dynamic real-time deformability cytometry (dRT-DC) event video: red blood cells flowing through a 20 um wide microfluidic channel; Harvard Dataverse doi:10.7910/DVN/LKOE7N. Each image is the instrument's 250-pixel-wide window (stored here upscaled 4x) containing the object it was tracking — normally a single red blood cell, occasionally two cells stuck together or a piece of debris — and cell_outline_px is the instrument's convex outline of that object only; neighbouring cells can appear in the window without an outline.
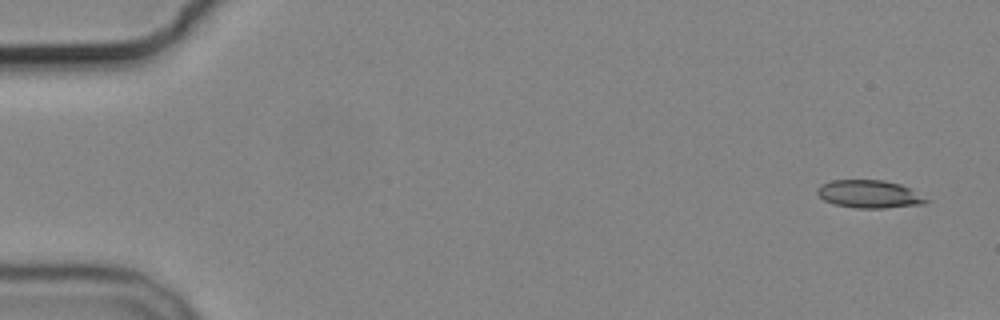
{"species": "common noctule bat (a hibernating species)", "species_latin": "Nyctalus noctula", "temperature_condition": "cold", "stored_images_in_passage": 5, "camera_frame_rate_fps": 3000, "um_per_image_px": 0.085, "animal": {"sex": "male", "body_mass_g": 19.2, "forearm_length_mm": 51.8}, "frame": {"image": 1, "passage_image": 1, "time_ms": 0.0, "image_size_px": [1000, 320], "cell_outline_px": [[932, 200], [924, 204], [884, 208], [856, 208], [836, 204], [824, 200], [816, 192], [816, 188], [820, 184], [832, 180], [884, 180], [900, 184]], "centroid_in_image_um": [73.89, 16.49], "position_along_channel_um": 11.1, "area_um2": 17.69}}
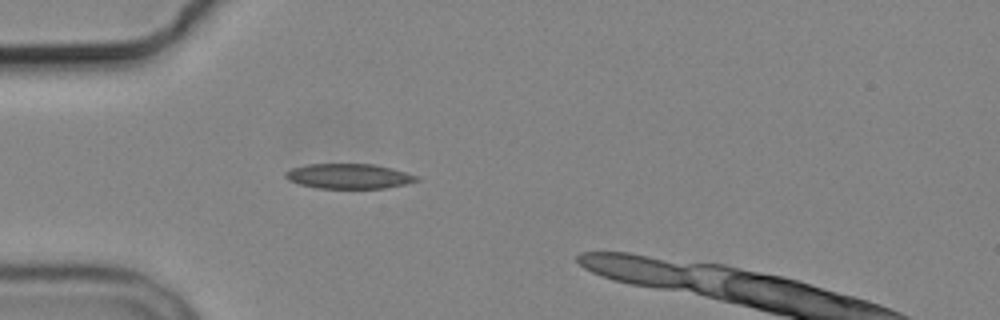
{"frame": {"image": 2, "passage_image": 5, "time_ms": 4.667, "image_size_px": [1000, 320], "cell_outline_px": [[420, 180], [404, 184], [384, 188], [316, 188], [300, 184], [288, 180], [284, 176], [284, 172], [292, 168], [308, 164], [372, 164], [392, 168], [420, 176]], "centroid_in_image_um": [29.65, 14.97], "position_along_channel_um": 55.4, "area_um2": 19.07}}